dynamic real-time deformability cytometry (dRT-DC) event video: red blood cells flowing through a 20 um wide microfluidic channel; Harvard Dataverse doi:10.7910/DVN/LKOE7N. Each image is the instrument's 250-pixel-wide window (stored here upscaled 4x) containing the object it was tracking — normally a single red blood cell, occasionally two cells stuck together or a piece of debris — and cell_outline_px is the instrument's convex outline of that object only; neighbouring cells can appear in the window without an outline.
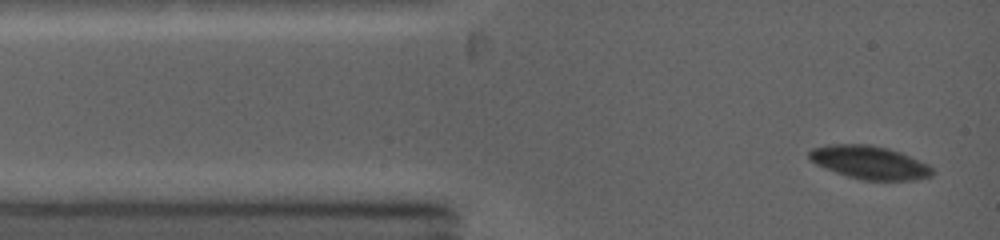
{"species": "common noctule bat (a hibernating species)", "species_latin": "Nyctalus noctula", "temperature_condition": "warm", "stored_images_in_passage": 9, "camera_frame_rate_fps": 5000, "um_per_image_px": 0.085, "animal": {"sex": "female", "body_mass_g": 19.0, "forearm_length_mm": 53.3}, "frame": {"image": 1, "passage_image": 1, "time_ms": 0.0, "image_size_px": [1000, 240], "cell_outline_px": [[932, 176], [916, 180], [864, 180], [848, 176], [836, 172], [816, 164], [808, 156], [808, 152], [812, 148], [828, 144], [868, 144], [888, 148], [900, 152], [928, 164], [932, 168]], "centroid_in_image_um": [73.91, 13.8], "position_along_channel_um": 11.1, "area_um2": 23.7}}
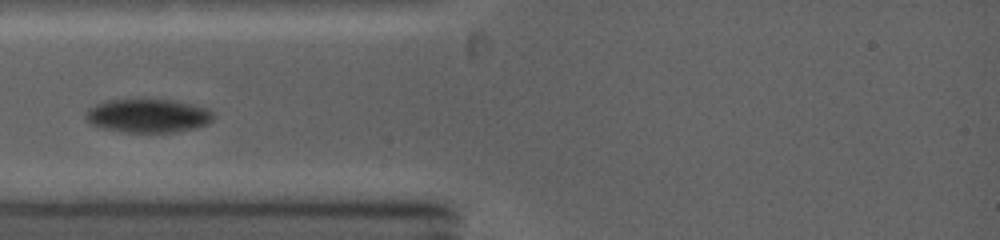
{"frame": {"image": 2, "passage_image": 6, "time_ms": 2.6, "image_size_px": [1000, 240], "cell_outline_px": [[216, 116], [208, 124], [196, 128], [172, 132], [128, 132], [104, 128], [92, 124], [88, 120], [88, 108], [96, 104], [108, 100], [136, 96], [144, 96], [176, 100], [208, 108]], "centroid_in_image_um": [12.64, 9.77], "position_along_channel_um": 72.4, "area_um2": 25.84}}